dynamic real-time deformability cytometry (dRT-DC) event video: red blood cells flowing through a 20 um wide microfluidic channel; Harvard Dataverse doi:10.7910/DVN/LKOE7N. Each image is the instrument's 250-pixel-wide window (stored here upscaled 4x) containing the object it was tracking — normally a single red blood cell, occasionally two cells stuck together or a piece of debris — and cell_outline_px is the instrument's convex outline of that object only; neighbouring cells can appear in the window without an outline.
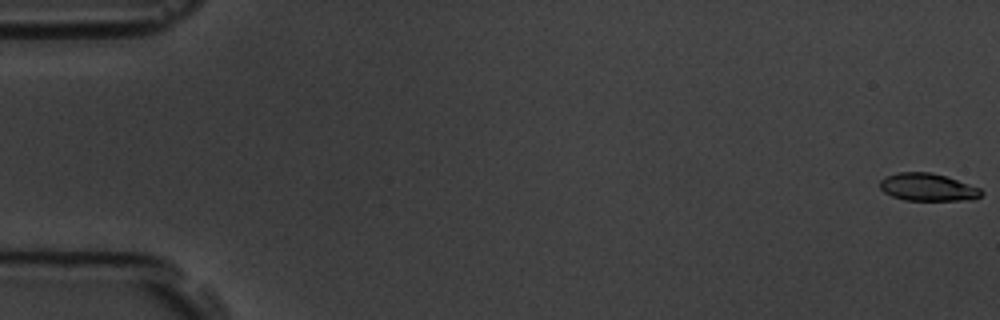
{"species": "common noctule bat (a hibernating species)", "species_latin": "Nyctalus noctula", "temperature_condition": "room temperature", "stored_images_in_passage": 58, "camera_frame_rate_fps": 3000, "um_per_image_px": 0.085, "animal": {"sex": "male", "body_mass_g": 19.5, "forearm_length_mm": 54.6}, "frame": {"image": 1, "passage_image": 1, "time_ms": 0.0, "image_size_px": [1000, 320], "cell_outline_px": [[984, 192], [980, 196], [960, 200], [904, 200], [892, 196], [884, 192], [880, 188], [880, 180], [896, 172], [932, 172], [980, 188]], "centroid_in_image_um": [78.81, 15.9], "position_along_channel_um": 6.2, "area_um2": 16.01}}
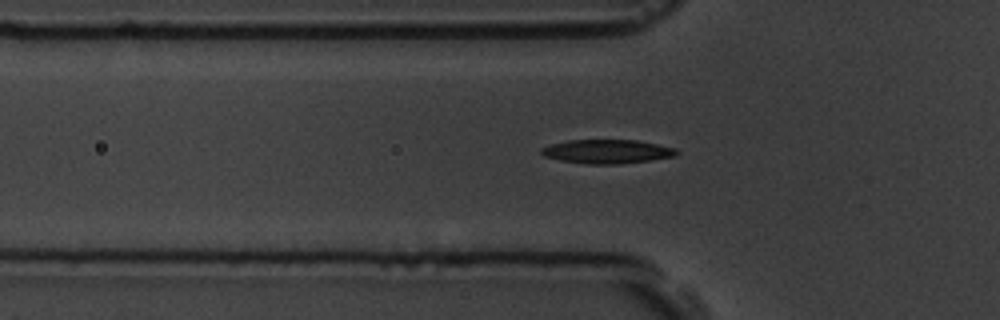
{"frame": {"image": 2, "passage_image": 20, "time_ms": 6.333, "image_size_px": [1000, 320], "cell_outline_px": [[680, 152], [676, 156], [652, 160], [620, 164], [588, 164], [560, 160], [544, 156], [540, 152], [540, 148], [552, 144], [568, 140], [636, 140], [676, 148]], "centroid_in_image_um": [51.63, 12.88], "position_along_channel_um": 74.2, "area_um2": 18.9}}
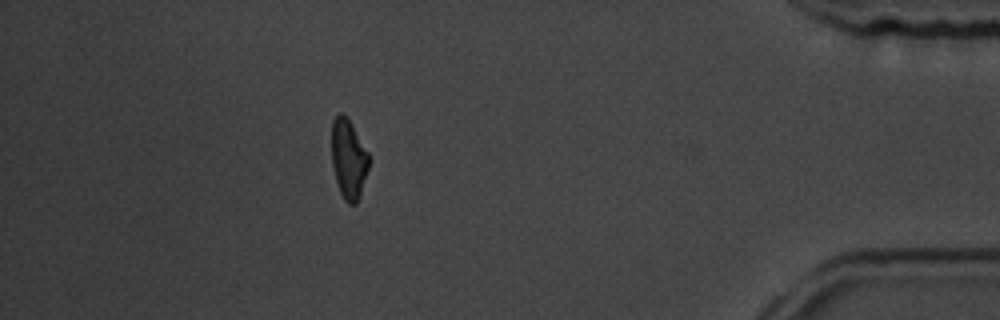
{"frame": {"image": 3, "passage_image": 52, "time_ms": 17.0, "image_size_px": [1000, 320], "cell_outline_px": [[368, 168], [356, 204], [348, 204], [344, 200], [340, 192], [336, 180], [332, 164], [332, 120], [340, 112], [348, 120], [368, 152]], "centroid_in_image_um": [29.6, 13.53], "position_along_channel_um": 405.6, "area_um2": 16.7}, "authors_computed_cell_mechanics": {"area_um2": 18.0336, "velocity_mm_per_s": 3.5604, "shape_relaxation_time_tau1_ms": 3.8932, "shape_relaxation_time_tau2_ms": 3.1056, "deformation_change_tau1": 0.1607, "deformation_change_tau2": 0.0992}}